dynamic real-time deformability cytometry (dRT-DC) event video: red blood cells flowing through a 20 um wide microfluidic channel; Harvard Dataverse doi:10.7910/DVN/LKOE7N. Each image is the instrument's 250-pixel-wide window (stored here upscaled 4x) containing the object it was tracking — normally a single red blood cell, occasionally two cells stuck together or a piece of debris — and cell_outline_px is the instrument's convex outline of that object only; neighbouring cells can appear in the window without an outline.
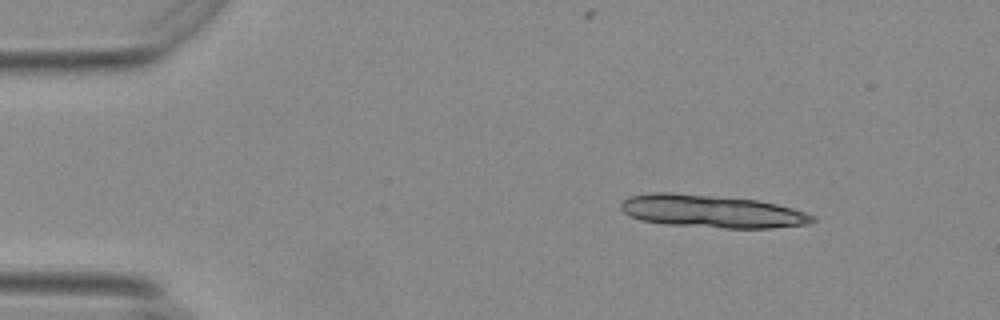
{"species": "Egyptian fruit bat (a non-hibernating species)", "species_latin": "Rousettus aegyptiacus", "temperature_condition": "warm", "stored_images_in_passage": 9, "camera_frame_rate_fps": 3000, "um_per_image_px": 0.085, "animal": {"sex": "female"}, "frame": {"image": 1, "passage_image": 1, "time_ms": 0.0, "image_size_px": [1000, 320], "cell_outline_px": [[816, 220], [808, 224], [772, 228], [724, 228], [664, 224], [640, 220], [624, 212], [620, 208], [620, 204], [628, 196], [656, 192], [668, 192], [756, 200], [776, 204], [792, 208], [816, 216]], "centroid_in_image_um": [60.5, 17.97], "position_along_channel_um": 24.5, "area_um2": 36.36}}